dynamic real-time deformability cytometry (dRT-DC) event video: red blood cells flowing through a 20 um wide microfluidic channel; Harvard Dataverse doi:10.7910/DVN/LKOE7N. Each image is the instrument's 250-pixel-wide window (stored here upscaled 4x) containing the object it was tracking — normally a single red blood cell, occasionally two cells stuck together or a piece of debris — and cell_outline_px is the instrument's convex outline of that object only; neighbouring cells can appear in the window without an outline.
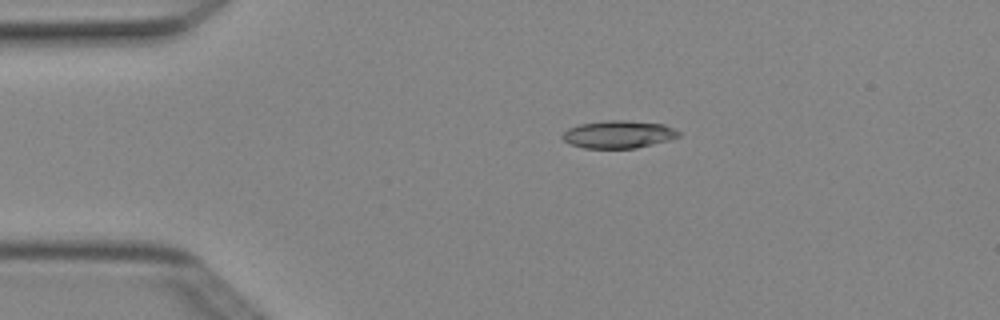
{"species": "Egyptian fruit bat (a non-hibernating species)", "species_latin": "Rousettus aegyptiacus", "temperature_condition": "cold", "stored_images_in_passage": 4, "camera_frame_rate_fps": 3000, "um_per_image_px": 0.085, "animal": {"sex": "female"}, "frame": {"image": 1, "passage_image": 3, "time_ms": 0.667, "image_size_px": [1000, 320], "cell_outline_px": [[680, 136], [668, 140], [636, 148], [584, 148], [572, 144], [564, 140], [560, 136], [568, 128], [580, 124], [604, 120], [624, 120], [664, 124], [680, 132]], "centroid_in_image_um": [52.56, 11.41], "position_along_channel_um": 32.4, "area_um2": 18.61}}